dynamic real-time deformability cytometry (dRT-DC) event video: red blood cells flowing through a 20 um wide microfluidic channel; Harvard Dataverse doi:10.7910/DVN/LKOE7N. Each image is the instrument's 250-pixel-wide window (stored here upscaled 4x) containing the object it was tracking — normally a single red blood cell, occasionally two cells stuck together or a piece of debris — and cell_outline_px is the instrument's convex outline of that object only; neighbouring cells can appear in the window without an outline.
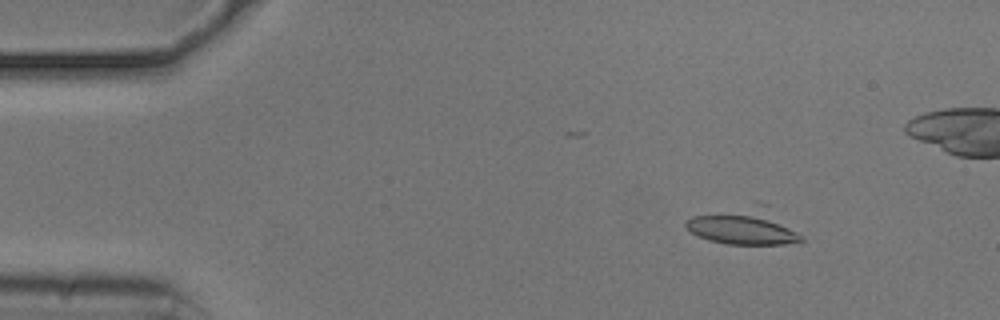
{"species": "common noctule bat (a hibernating species)", "species_latin": "Nyctalus noctula", "temperature_condition": "cold", "stored_images_in_passage": 14, "camera_frame_rate_fps": 3000, "um_per_image_px": 0.085, "animal": {"sex": "male", "body_mass_g": 20.5, "forearm_length_mm": 52.5}, "frame": {"image": 1, "passage_image": 6, "time_ms": 1.667, "image_size_px": [1000, 320], "cell_outline_px": [[804, 240], [784, 244], [728, 244], [708, 240], [692, 232], [684, 224], [692, 216], [756, 200], [760, 200], [768, 204], [804, 236]], "centroid_in_image_um": [63.31, 19.16], "position_along_channel_um": 21.7, "area_um2": 25.55}}